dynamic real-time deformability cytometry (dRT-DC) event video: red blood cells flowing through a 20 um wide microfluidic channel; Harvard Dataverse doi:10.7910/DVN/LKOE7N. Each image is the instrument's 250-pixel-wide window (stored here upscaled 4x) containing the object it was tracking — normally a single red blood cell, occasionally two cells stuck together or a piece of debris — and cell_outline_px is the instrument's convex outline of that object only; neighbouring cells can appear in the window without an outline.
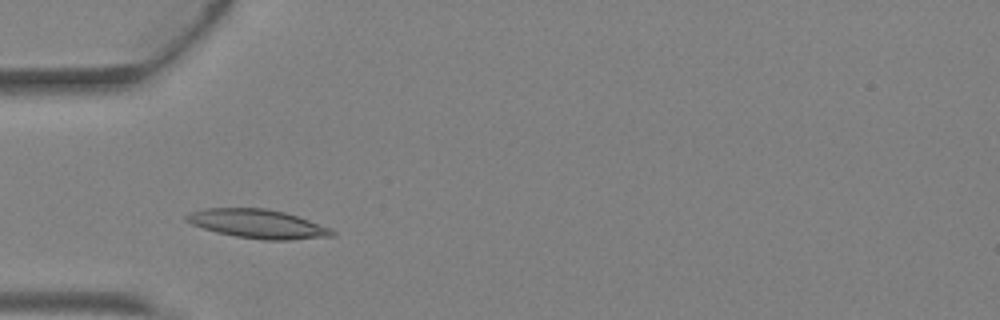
{"species": "Egyptian fruit bat (a non-hibernating species)", "species_latin": "Rousettus aegyptiacus", "temperature_condition": "warm", "stored_images_in_passage": 2, "camera_frame_rate_fps": 3000, "um_per_image_px": 0.085, "animal": {"sex": "female"}, "frame": {"image": 1, "passage_image": 2, "time_ms": 0.333, "image_size_px": [1000, 320], "cell_outline_px": [[336, 236], [288, 240], [264, 240], [236, 236], [216, 232], [192, 224], [184, 220], [184, 216], [192, 212], [204, 208], [268, 208], [284, 212], [308, 220], [328, 228], [336, 232]], "centroid_in_image_um": [21.89, 19.03], "position_along_channel_um": 63.1, "area_um2": 24.33}}